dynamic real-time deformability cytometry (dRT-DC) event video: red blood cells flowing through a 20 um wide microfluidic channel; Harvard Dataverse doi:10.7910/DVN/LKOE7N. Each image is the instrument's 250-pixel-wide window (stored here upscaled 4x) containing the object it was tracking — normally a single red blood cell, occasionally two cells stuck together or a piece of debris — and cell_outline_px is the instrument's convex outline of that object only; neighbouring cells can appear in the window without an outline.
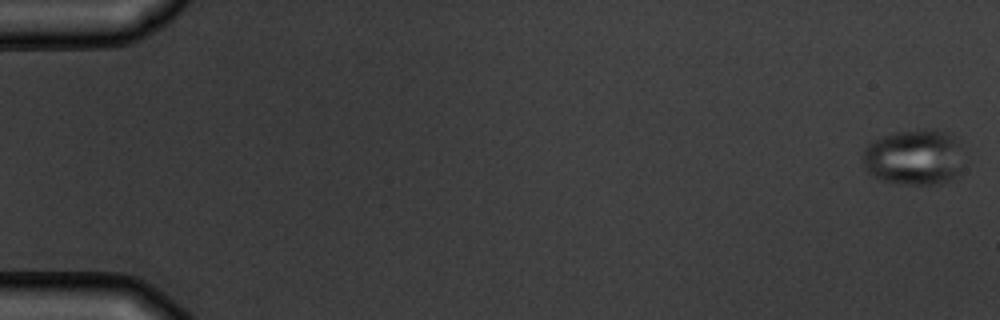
{"species": "common noctule bat (a hibernating species)", "species_latin": "Nyctalus noctula", "temperature_condition": "warm", "stored_images_in_passage": 9, "camera_frame_rate_fps": 3000, "um_per_image_px": 0.085, "animal": {"sex": "male", "body_mass_g": 19.5, "forearm_length_mm": 54.6}, "frame": {"image": 1, "passage_image": 1, "time_ms": 0.0, "image_size_px": [1000, 320], "cell_outline_px": [[960, 176], [940, 184], [904, 184], [880, 180], [872, 176], [868, 172], [864, 164], [864, 148], [872, 140], [892, 132], [944, 132], [952, 136], [960, 144]], "centroid_in_image_um": [77.67, 13.42], "position_along_channel_um": 7.3, "area_um2": 32.19}}
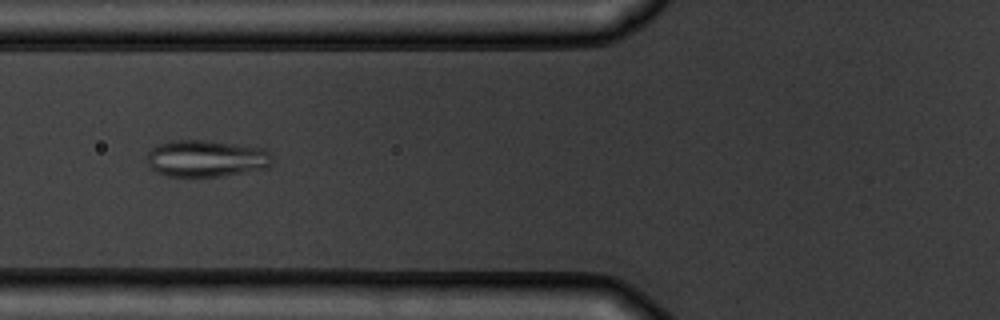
{"frame": {"image": 2, "passage_image": 7, "time_ms": 7.0, "image_size_px": [1000, 320], "cell_outline_px": [[272, 164], [268, 168], [220, 176], [164, 176], [156, 172], [148, 164], [148, 152], [152, 148], [160, 144], [172, 140], [204, 140], [268, 148], [272, 156]], "centroid_in_image_um": [17.58, 13.46], "position_along_channel_um": 108.2, "area_um2": 26.99}}